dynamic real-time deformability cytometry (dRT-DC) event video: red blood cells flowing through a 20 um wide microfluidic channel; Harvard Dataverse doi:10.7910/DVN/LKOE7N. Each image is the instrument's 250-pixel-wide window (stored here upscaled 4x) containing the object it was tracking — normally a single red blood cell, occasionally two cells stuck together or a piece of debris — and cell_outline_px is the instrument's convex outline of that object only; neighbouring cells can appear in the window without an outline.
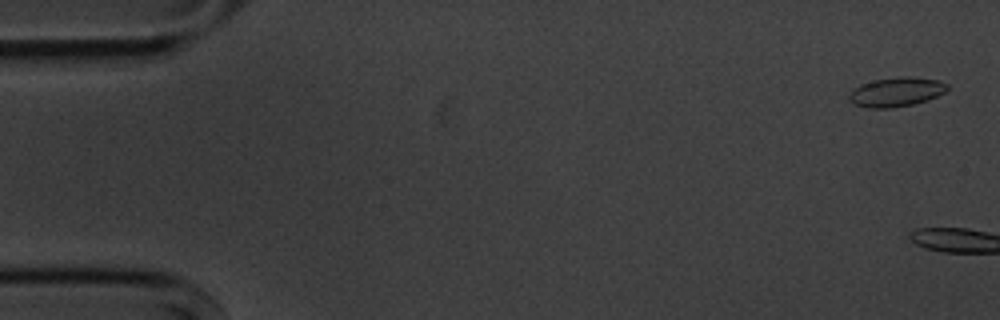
{"species": "common noctule bat (a hibernating species)", "species_latin": "Nyctalus noctula", "temperature_condition": "cold", "stored_images_in_passage": 5, "camera_frame_rate_fps": 3000, "um_per_image_px": 0.085, "animal": {"sex": "male", "body_mass_g": 20.1, "forearm_length_mm": 53.5}, "frame": {"image": 1, "passage_image": 1, "time_ms": 0.0, "image_size_px": [1000, 320], "cell_outline_px": [[948, 88], [944, 92], [928, 100], [912, 104], [892, 108], [868, 108], [856, 104], [848, 100], [848, 96], [860, 84], [876, 80], [900, 76], [908, 76], [936, 80], [948, 84]], "centroid_in_image_um": [76.18, 7.82], "position_along_channel_um": 8.8, "area_um2": 16.53}}